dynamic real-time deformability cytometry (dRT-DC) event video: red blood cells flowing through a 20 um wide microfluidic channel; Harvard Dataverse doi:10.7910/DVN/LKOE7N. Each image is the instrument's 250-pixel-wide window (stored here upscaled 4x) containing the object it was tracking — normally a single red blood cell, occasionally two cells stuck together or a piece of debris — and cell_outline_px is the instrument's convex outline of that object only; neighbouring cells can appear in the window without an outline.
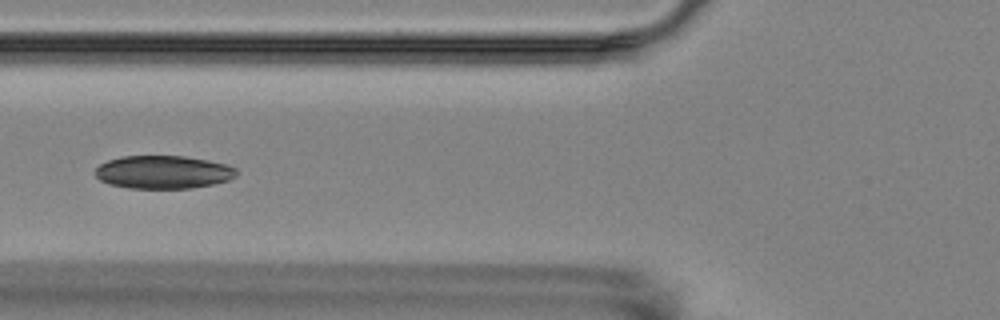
{"species": "Egyptian fruit bat (a non-hibernating species)", "species_latin": "Rousettus aegyptiacus", "temperature_condition": "room temperature", "stored_images_in_passage": 6, "camera_frame_rate_fps": 3000, "um_per_image_px": 0.085, "animal": {"sex": "female"}, "frame": {"image": 1, "passage_image": 2, "time_ms": 1.333, "image_size_px": [1000, 320], "cell_outline_px": [[236, 176], [228, 180], [212, 184], [192, 188], [128, 188], [108, 184], [100, 180], [96, 176], [96, 168], [100, 164], [108, 160], [124, 156], [184, 156], [208, 160], [228, 164], [236, 168]], "centroid_in_image_um": [13.88, 14.63], "position_along_channel_um": 111.9, "area_um2": 27.22}}
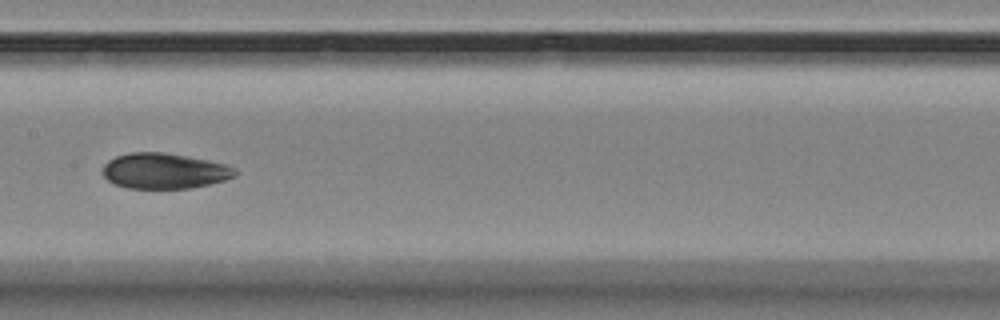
{"frame": {"image": 2, "passage_image": 4, "time_ms": 3.667, "image_size_px": [1000, 320], "cell_outline_px": [[240, 172], [236, 176], [224, 180], [192, 188], [128, 188], [116, 184], [108, 180], [100, 172], [104, 164], [108, 160], [116, 156], [132, 152], [164, 152], [188, 156], [208, 160], [224, 164], [236, 168]], "centroid_in_image_um": [13.97, 14.52], "position_along_channel_um": 193.4, "area_um2": 27.57}}
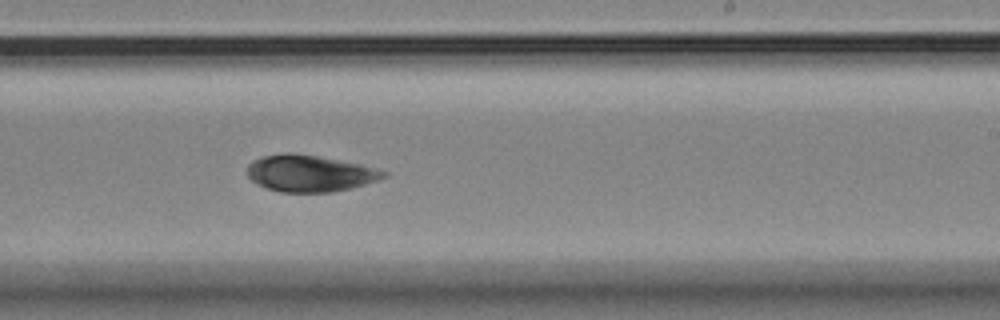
{"frame": {"image": 3, "passage_image": 6, "time_ms": 5.667, "image_size_px": [1000, 320], "cell_outline_px": [[388, 176], [380, 180], [352, 188], [332, 192], [280, 192], [256, 184], [248, 176], [248, 164], [252, 160], [264, 156], [284, 152], [292, 152], [316, 156], [360, 164], [376, 168], [388, 172]], "centroid_in_image_um": [26.35, 14.74], "position_along_channel_um": 262.6, "area_um2": 29.19}}